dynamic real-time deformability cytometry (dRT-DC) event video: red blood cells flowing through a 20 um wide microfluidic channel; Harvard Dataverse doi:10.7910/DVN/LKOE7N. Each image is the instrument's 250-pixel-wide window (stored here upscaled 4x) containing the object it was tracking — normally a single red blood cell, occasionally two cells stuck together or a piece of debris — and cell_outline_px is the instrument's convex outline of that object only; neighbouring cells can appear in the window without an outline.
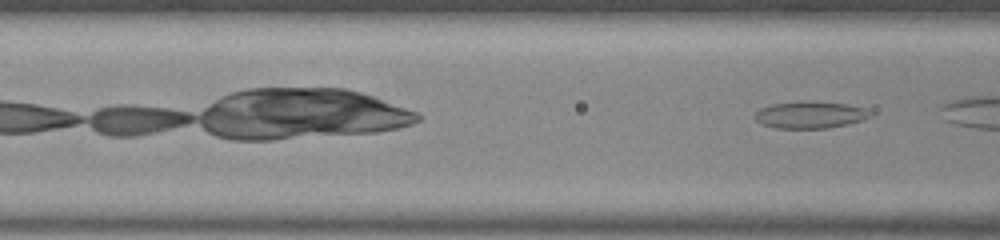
{"species": "common noctule bat (a hibernating species)", "species_latin": "Nyctalus noctula", "temperature_condition": "room temperature", "stored_images_in_passage": 8, "camera_frame_rate_fps": 3000, "um_per_image_px": 0.085, "animal": {"sex": "male", "body_mass_g": 20.0, "forearm_length_mm": 53.3}, "frame": {"image": 1, "passage_image": 8, "time_ms": 2.333, "image_size_px": [1000, 240], "cell_outline_px": [[872, 116], [864, 120], [848, 124], [828, 128], [776, 128], [760, 124], [756, 120], [756, 112], [760, 108], [772, 104], [800, 100], [848, 104], [868, 108], [872, 112]], "centroid_in_image_um": [68.91, 9.75], "position_along_channel_um": 97.7, "area_um2": 18.44}}